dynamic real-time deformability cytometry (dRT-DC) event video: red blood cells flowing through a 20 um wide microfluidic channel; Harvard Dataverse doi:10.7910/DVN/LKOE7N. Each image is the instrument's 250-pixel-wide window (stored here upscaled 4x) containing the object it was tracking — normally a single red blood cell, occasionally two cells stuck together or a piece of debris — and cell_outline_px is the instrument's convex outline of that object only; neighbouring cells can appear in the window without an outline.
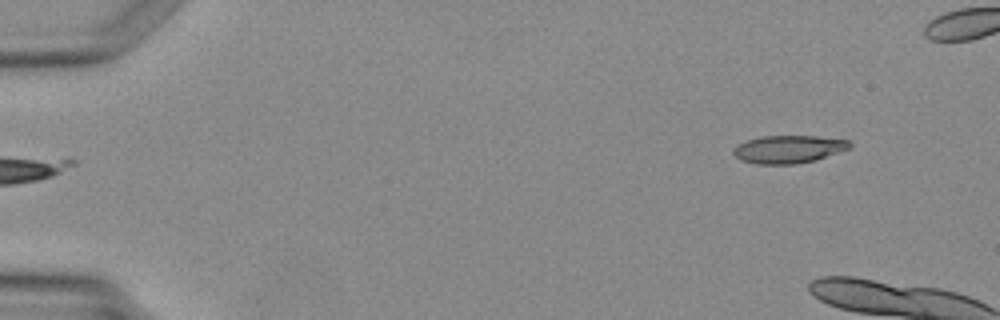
{"species": "Egyptian fruit bat (a non-hibernating species)", "species_latin": "Rousettus aegyptiacus", "temperature_condition": "warm", "stored_images_in_passage": 4, "camera_frame_rate_fps": 3000, "um_per_image_px": 0.085, "animal": {"sex": "female"}, "frame": {"image": 1, "passage_image": 4, "time_ms": 4.667, "image_size_px": [1000, 320], "cell_outline_px": [[852, 144], [848, 148], [816, 160], [796, 164], [756, 164], [740, 160], [732, 152], [732, 148], [736, 144], [760, 136], [816, 136], [848, 140]], "centroid_in_image_um": [66.96, 12.68], "position_along_channel_um": 18.0, "area_um2": 18.84}}